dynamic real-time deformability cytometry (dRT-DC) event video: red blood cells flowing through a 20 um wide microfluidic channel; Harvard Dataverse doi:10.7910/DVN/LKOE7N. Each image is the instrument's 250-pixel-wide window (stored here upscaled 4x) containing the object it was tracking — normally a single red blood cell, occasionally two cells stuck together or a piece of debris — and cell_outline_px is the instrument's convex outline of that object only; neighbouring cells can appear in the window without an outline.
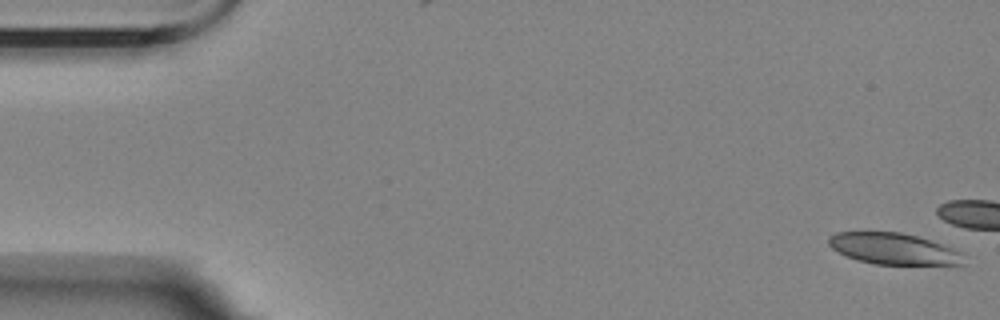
{"species": "Egyptian fruit bat (a non-hibernating species)", "species_latin": "Rousettus aegyptiacus", "temperature_condition": "room temperature", "stored_images_in_passage": 5, "camera_frame_rate_fps": 3000, "um_per_image_px": 0.085, "animal": {"sex": "female"}, "frame": {"image": 1, "passage_image": 1, "time_ms": 0.0, "image_size_px": [1000, 320], "cell_outline_px": [[964, 264], [876, 264], [856, 260], [832, 248], [828, 244], [828, 236], [836, 232], [900, 232], [916, 236], [952, 248], [960, 252]], "centroid_in_image_um": [75.89, 21.13], "position_along_channel_um": 9.1, "area_um2": 24.16}}